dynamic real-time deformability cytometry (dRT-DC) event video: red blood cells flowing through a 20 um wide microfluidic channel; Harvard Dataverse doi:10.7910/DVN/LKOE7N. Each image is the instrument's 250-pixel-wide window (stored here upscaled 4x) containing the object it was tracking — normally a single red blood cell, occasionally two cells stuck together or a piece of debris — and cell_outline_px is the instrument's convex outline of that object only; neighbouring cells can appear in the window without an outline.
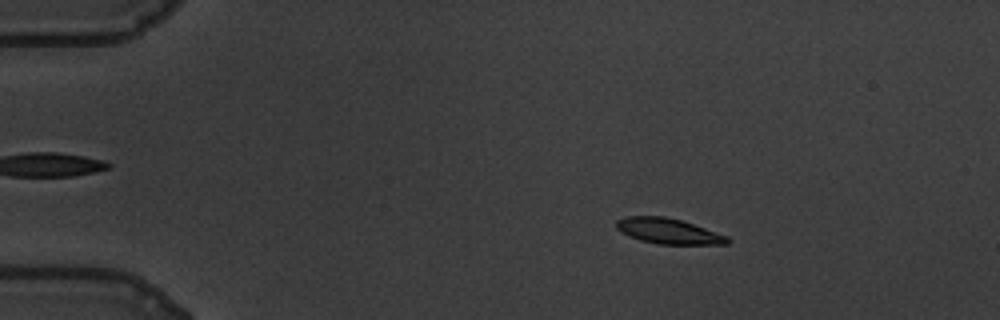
{"species": "common noctule bat (a hibernating species)", "species_latin": "Nyctalus noctula", "temperature_condition": "warm", "stored_images_in_passage": 60, "camera_frame_rate_fps": 3000, "um_per_image_px": 0.085, "animal": {"sex": "male", "body_mass_g": 19.5, "forearm_length_mm": 54.6}, "frame": {"image": 1, "passage_image": 11, "time_ms": 3.333, "image_size_px": [1000, 320], "cell_outline_px": [[732, 240], [728, 244], [656, 244], [640, 240], [620, 232], [616, 228], [616, 220], [624, 216], [664, 216], [680, 220], [728, 236]], "centroid_in_image_um": [56.79, 19.64], "position_along_channel_um": 28.2, "area_um2": 16.47}}
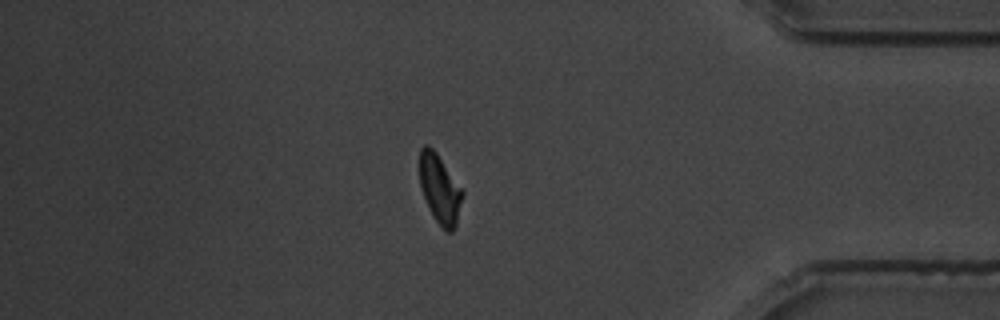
{"frame": {"image": 2, "passage_image": 52, "time_ms": 17.0, "image_size_px": [1000, 320], "cell_outline_px": [[464, 192], [456, 224], [452, 232], [444, 232], [436, 220], [424, 196], [420, 184], [420, 148], [424, 144], [428, 144], [436, 152]], "centroid_in_image_um": [37.39, 16.06], "position_along_channel_um": 397.8, "area_um2": 16.88}}
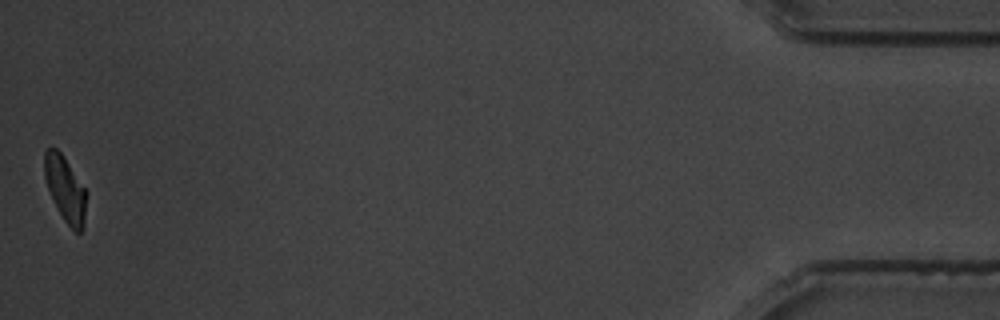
{"frame": {"image": 3, "passage_image": 60, "time_ms": 19.667, "image_size_px": [1000, 320], "cell_outline_px": [[88, 192], [84, 220], [80, 232], [76, 232], [64, 220], [48, 188], [44, 176], [44, 152], [48, 148], [56, 148], [60, 152]], "centroid_in_image_um": [5.56, 16.04], "position_along_channel_um": 429.6, "area_um2": 15.61}, "authors_computed_cell_mechanics": {"area_um2": 17.051, "velocity_mm_per_s": 3.4319, "shape_relaxation_time_tau1_ms": 2.4696, "shape_relaxation_time_tau2_ms": 4.0584, "deformation_change_tau1": 0.1269, "deformation_change_tau2": 0.0992}}